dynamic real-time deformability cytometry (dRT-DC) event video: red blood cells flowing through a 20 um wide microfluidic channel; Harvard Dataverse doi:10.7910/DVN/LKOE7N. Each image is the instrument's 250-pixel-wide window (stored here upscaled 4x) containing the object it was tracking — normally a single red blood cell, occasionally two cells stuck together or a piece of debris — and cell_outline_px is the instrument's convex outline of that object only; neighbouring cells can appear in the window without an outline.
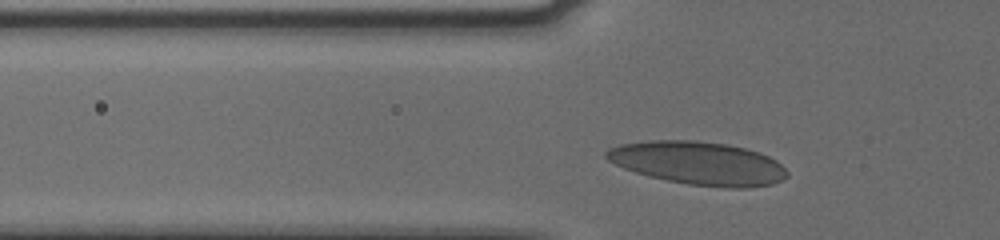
{"species": "human", "species_latin": "Homo sapiens", "temperature_condition": "cold", "stored_images_in_passage": 39, "camera_frame_rate_fps": 3000, "um_per_image_px": 0.085, "donor": {"sex": "male"}, "frame": {"image": 1, "passage_image": 12, "time_ms": 3.667, "image_size_px": [1000, 240], "cell_outline_px": [[788, 176], [772, 184], [748, 188], [724, 188], [688, 184], [648, 176], [624, 168], [608, 160], [604, 156], [604, 152], [608, 148], [620, 144], [648, 140], [696, 140], [728, 144], [760, 152], [776, 160], [788, 172]], "centroid_in_image_um": [59.35, 13.86], "position_along_channel_um": 66.5, "area_um2": 45.66}}
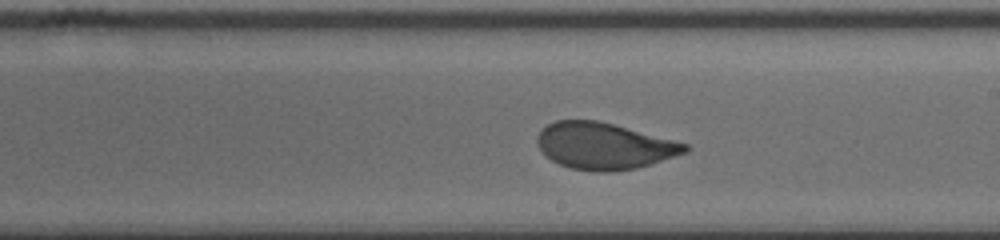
{"frame": {"image": 2, "passage_image": 26, "time_ms": 8.333, "image_size_px": [1000, 240], "cell_outline_px": [[688, 152], [652, 164], [636, 168], [612, 172], [596, 172], [568, 168], [552, 160], [536, 144], [536, 136], [548, 124], [556, 120], [596, 120], [612, 124], [688, 144]], "centroid_in_image_um": [51.34, 12.42], "position_along_channel_um": 237.7, "area_um2": 39.88}}
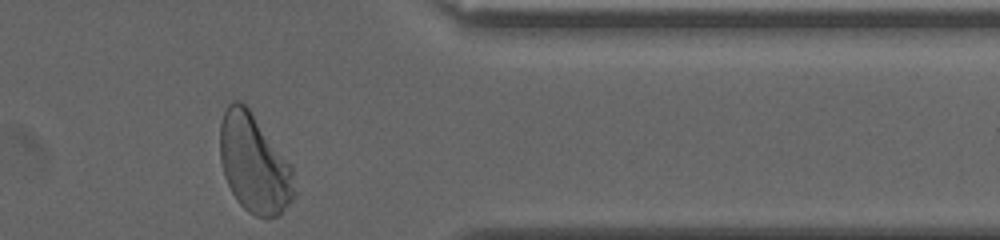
{"frame": {"image": 3, "passage_image": 39, "time_ms": 12.667, "image_size_px": [1000, 240], "cell_outline_px": [[296, 196], [276, 216], [268, 220], [256, 216], [248, 212], [236, 200], [224, 176], [220, 160], [220, 124], [224, 112], [228, 104], [232, 100], [240, 100], [248, 108], [292, 164], [296, 192]], "centroid_in_image_um": [21.61, 13.93], "position_along_channel_um": 389.8, "area_um2": 43.0}, "authors_computed_cell_mechanics": {"area_um2": 40.6912, "velocity_mm_per_s": 3.757, "shape_relaxation_time_tau1_ms": 4.9861, "shape_relaxation_time_tau2_ms": null, "deformation_change_tau1": 0.1592, "deformation_change_tau2": null}}